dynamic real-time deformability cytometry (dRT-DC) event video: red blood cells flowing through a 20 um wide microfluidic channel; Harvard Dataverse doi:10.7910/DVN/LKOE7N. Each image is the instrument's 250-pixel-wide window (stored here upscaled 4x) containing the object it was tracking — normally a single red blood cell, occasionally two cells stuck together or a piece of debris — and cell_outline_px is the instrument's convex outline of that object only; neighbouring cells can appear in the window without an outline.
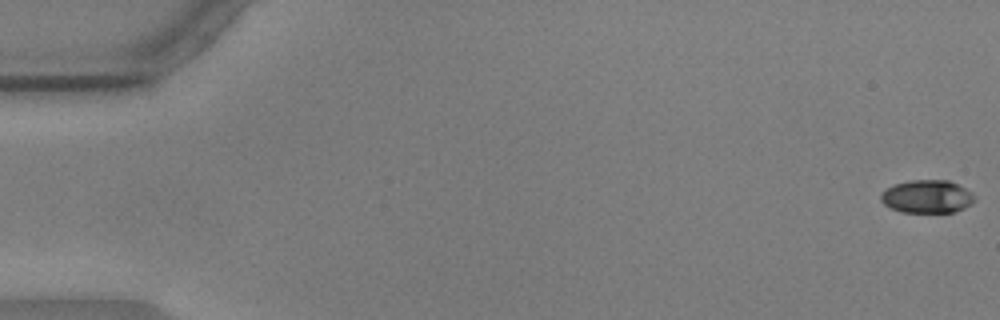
{"species": "common noctule bat (a hibernating species)", "species_latin": "Nyctalus noctula", "temperature_condition": "warm", "stored_images_in_passage": 57, "camera_frame_rate_fps": 3000, "um_per_image_px": 0.085, "animal": {"sex": "male", "body_mass_g": 17.9, "forearm_length_mm": 54.2}, "frame": {"image": 1, "passage_image": 1, "time_ms": 0.0, "image_size_px": [1000, 320], "cell_outline_px": [[976, 200], [972, 204], [956, 212], [900, 212], [884, 204], [880, 200], [880, 196], [888, 188], [896, 184], [908, 180], [948, 180], [972, 192], [976, 196]], "centroid_in_image_um": [78.84, 16.71], "position_along_channel_um": 6.2, "area_um2": 18.03}}
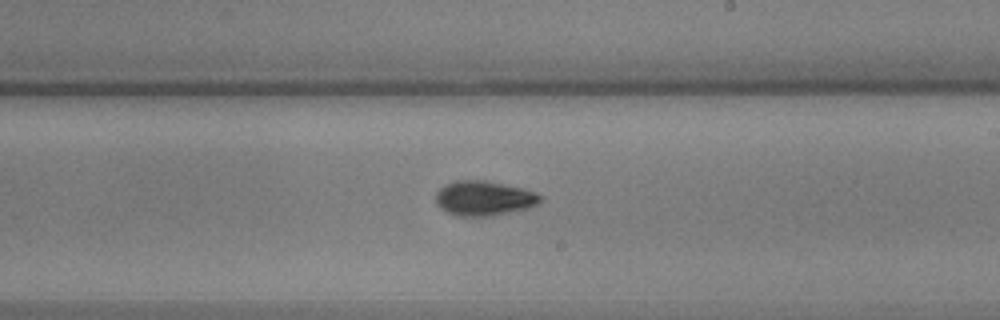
{"frame": {"image": 2, "passage_image": 34, "time_ms": 11.0, "image_size_px": [1000, 320], "cell_outline_px": [[544, 196], [532, 208], [492, 216], [460, 216], [448, 212], [440, 208], [436, 204], [436, 192], [440, 188], [456, 180], [484, 180], [524, 188], [536, 192]], "centroid_in_image_um": [41.18, 16.86], "position_along_channel_um": 247.8, "area_um2": 21.33}}
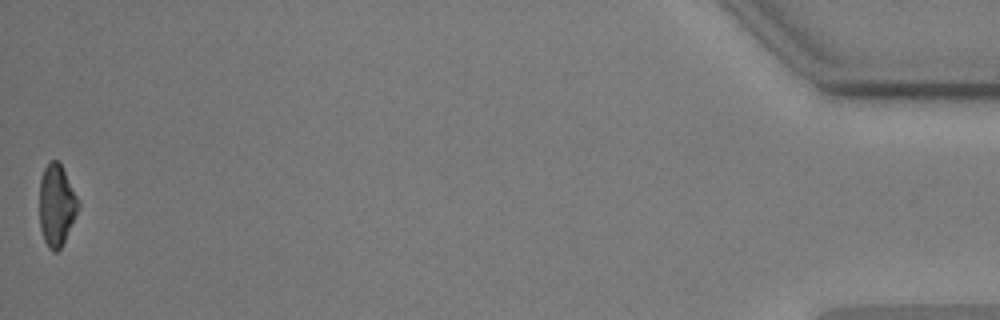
{"frame": {"image": 3, "passage_image": 57, "time_ms": 18.667, "image_size_px": [1000, 320], "cell_outline_px": [[80, 208], [60, 248], [56, 252], [52, 252], [48, 248], [44, 240], [40, 228], [40, 180], [44, 168], [52, 160], [56, 160], [60, 164], [80, 200]], "centroid_in_image_um": [4.82, 17.46], "position_along_channel_um": 430.4, "area_um2": 18.38}, "authors_computed_cell_mechanics": {"area_um2": 19.4208, "velocity_mm_per_s": 3.5877, "shape_relaxation_time_tau1_ms": 2.7772, "shape_relaxation_time_tau2_ms": 5.7505, "deformation_change_tau1": 0.1243, "deformation_change_tau2": 0.0955}}